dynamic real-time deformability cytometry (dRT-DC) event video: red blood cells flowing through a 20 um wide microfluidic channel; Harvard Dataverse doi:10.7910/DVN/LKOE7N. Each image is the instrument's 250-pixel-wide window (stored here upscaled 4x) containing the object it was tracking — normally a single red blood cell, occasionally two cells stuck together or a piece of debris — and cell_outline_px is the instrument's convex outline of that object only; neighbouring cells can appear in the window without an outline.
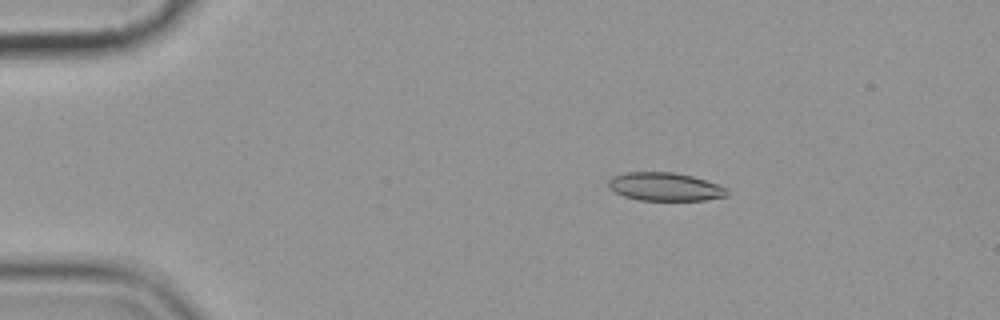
{"species": "common noctule bat (a hibernating species)", "species_latin": "Nyctalus noctula", "temperature_condition": "cold", "stored_images_in_passage": 5, "camera_frame_rate_fps": 3000, "um_per_image_px": 0.085, "animal": {"sex": "female", "body_mass_g": 19.9}, "frame": {"image": 1, "passage_image": 3, "time_ms": 2.667, "image_size_px": [1000, 320], "cell_outline_px": [[728, 196], [704, 200], [640, 200], [624, 196], [608, 188], [608, 180], [612, 176], [624, 172], [672, 172], [692, 176], [716, 184], [724, 188], [728, 192]], "centroid_in_image_um": [56.47, 15.87], "position_along_channel_um": 28.5, "area_um2": 19.42}}